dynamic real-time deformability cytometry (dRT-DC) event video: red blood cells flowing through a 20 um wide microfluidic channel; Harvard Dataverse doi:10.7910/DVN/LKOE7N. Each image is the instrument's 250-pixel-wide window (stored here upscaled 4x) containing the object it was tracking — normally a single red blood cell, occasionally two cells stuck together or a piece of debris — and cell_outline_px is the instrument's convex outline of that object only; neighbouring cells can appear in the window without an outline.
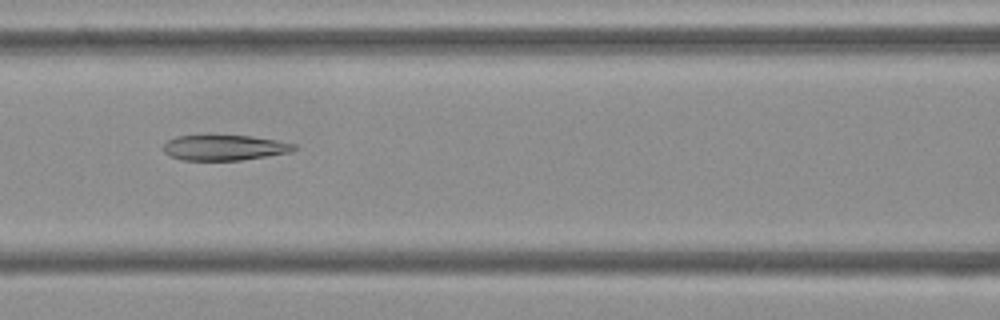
{"species": "Egyptian fruit bat (a non-hibernating species)", "species_latin": "Rousettus aegyptiacus", "temperature_condition": "cold", "stored_images_in_passage": 53, "camera_frame_rate_fps": 3000, "um_per_image_px": 0.085, "frame": {"image": 1, "passage_image": 23, "time_ms": 7.333, "image_size_px": [1000, 320], "cell_outline_px": [[296, 148], [292, 152], [240, 160], [180, 160], [168, 156], [160, 148], [168, 140], [176, 136], [252, 136], [276, 140], [296, 144]], "centroid_in_image_um": [19.04, 12.56], "position_along_channel_um": 147.6, "area_um2": 19.36}}
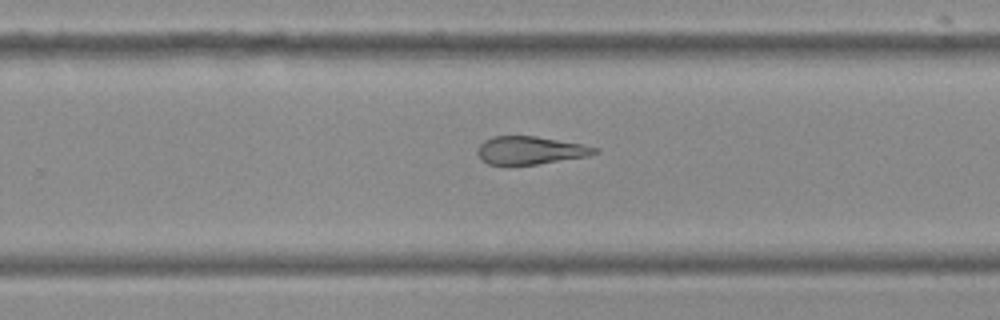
{"frame": {"image": 2, "passage_image": 34, "time_ms": 11.0, "image_size_px": [1000, 320], "cell_outline_px": [[600, 152], [588, 156], [536, 164], [508, 168], [488, 164], [480, 160], [476, 152], [476, 148], [484, 140], [492, 136], [536, 136], [580, 144], [600, 148]], "centroid_in_image_um": [44.98, 12.82], "position_along_channel_um": 284.8, "area_um2": 19.77}}
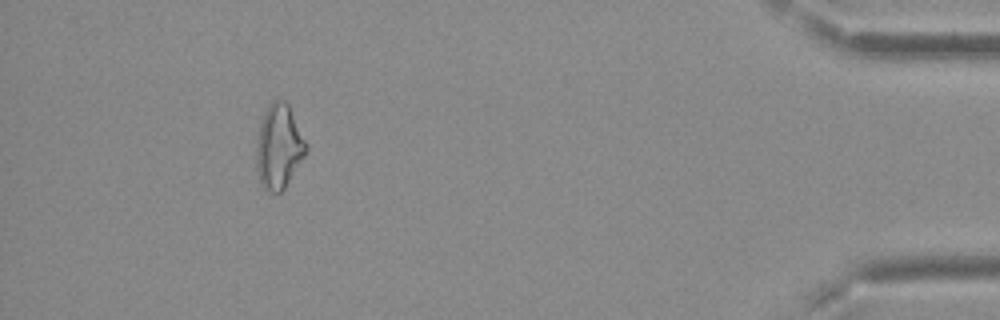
{"frame": {"image": 3, "passage_image": 49, "time_ms": 16.0, "image_size_px": [1000, 320], "cell_outline_px": [[308, 148], [304, 156], [284, 188], [280, 192], [272, 192], [264, 188], [260, 184], [256, 168], [256, 144], [260, 124], [264, 112], [268, 104], [272, 100], [284, 100], [288, 104], [308, 144]], "centroid_in_image_um": [23.69, 12.44], "position_along_channel_um": 411.5, "area_um2": 24.39}}